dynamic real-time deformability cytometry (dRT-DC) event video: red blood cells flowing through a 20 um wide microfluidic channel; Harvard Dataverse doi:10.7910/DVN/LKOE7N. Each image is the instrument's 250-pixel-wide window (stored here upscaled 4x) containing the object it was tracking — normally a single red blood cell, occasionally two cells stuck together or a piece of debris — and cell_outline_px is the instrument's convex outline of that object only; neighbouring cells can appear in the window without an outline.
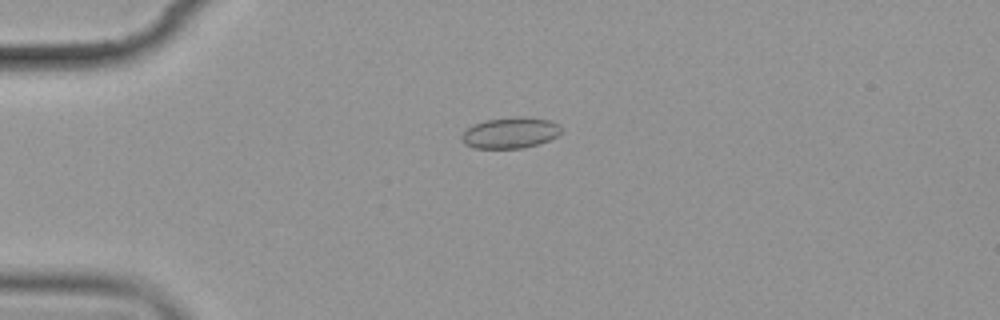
{"species": "common noctule bat (a hibernating species)", "species_latin": "Nyctalus noctula", "temperature_condition": "cold", "stored_images_in_passage": 3, "camera_frame_rate_fps": 3000, "um_per_image_px": 0.085, "animal": {"sex": "female", "body_mass_g": 19.9}, "frame": {"image": 1, "passage_image": 2, "time_ms": 2.0, "image_size_px": [1000, 320], "cell_outline_px": [[564, 128], [556, 136], [548, 140], [524, 148], [476, 148], [464, 144], [460, 140], [460, 136], [472, 124], [484, 120], [516, 116], [528, 116], [552, 120], [560, 124]], "centroid_in_image_um": [43.38, 11.26], "position_along_channel_um": 41.6, "area_um2": 18.32}}